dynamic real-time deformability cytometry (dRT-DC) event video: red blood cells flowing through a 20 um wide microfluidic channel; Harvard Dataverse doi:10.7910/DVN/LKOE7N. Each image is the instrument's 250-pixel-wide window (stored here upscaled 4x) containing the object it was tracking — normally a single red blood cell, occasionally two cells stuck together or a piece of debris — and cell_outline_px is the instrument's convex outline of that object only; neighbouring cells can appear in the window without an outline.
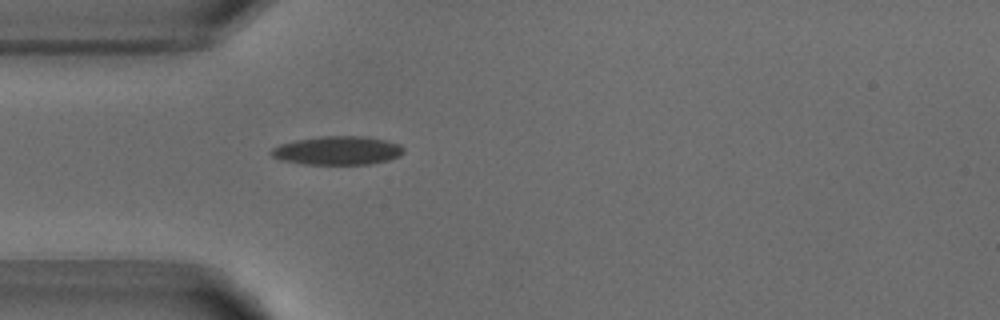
{"species": "common noctule bat (a hibernating species)", "species_latin": "Nyctalus noctula", "temperature_condition": "warm", "stored_images_in_passage": 38, "camera_frame_rate_fps": 3000, "um_per_image_px": 0.085, "animal": {"sex": "male", "body_mass_g": 18.8}, "frame": {"image": 1, "passage_image": 1, "time_ms": 0.0, "image_size_px": [1000, 320], "cell_outline_px": [[404, 152], [400, 156], [388, 160], [368, 164], [304, 164], [280, 160], [272, 156], [268, 152], [272, 148], [280, 144], [296, 140], [324, 136], [368, 136], [400, 144], [404, 148]], "centroid_in_image_um": [28.69, 12.79], "position_along_channel_um": 56.3, "area_um2": 22.14}}
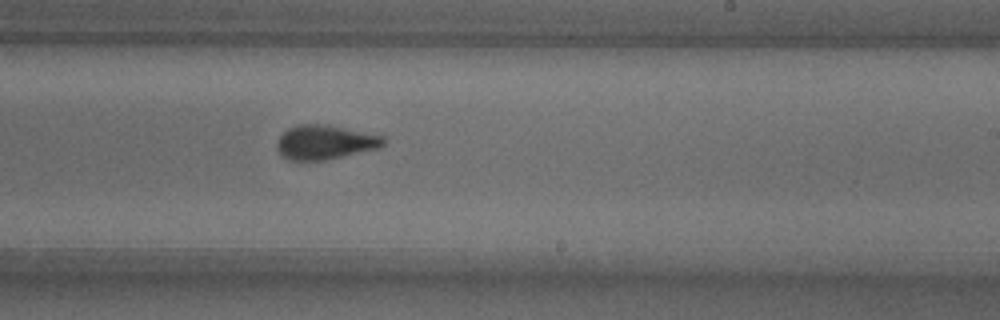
{"frame": {"image": 2, "passage_image": 17, "time_ms": 5.333, "image_size_px": [1000, 320], "cell_outline_px": [[388, 140], [380, 148], [324, 160], [288, 160], [276, 148], [276, 140], [288, 128], [296, 124], [328, 124], [384, 136]], "centroid_in_image_um": [27.64, 12.07], "position_along_channel_um": 261.4, "area_um2": 21.44}}
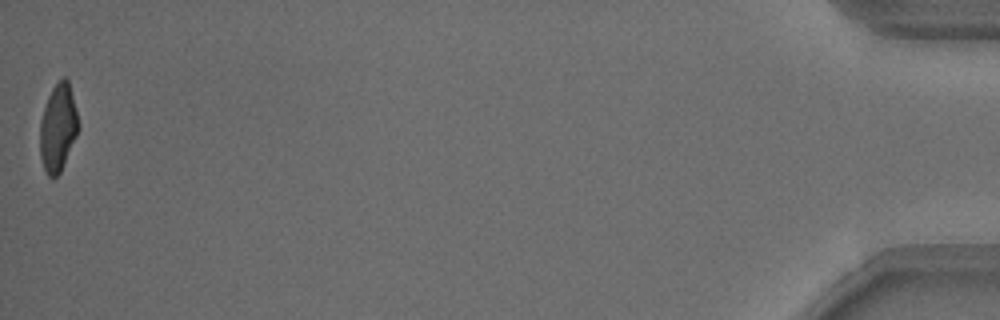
{"frame": {"image": 3, "passage_image": 38, "time_ms": 12.333, "image_size_px": [1000, 320], "cell_outline_px": [[80, 128], [60, 172], [56, 176], [48, 176], [44, 168], [40, 156], [40, 120], [48, 96], [52, 88], [64, 76], [68, 80], [80, 124]], "centroid_in_image_um": [4.94, 10.85], "position_along_channel_um": 430.3, "area_um2": 19.42}, "authors_computed_cell_mechanics": {"area_um2": 20.9525, "velocity_mm_per_s": 3.8706, "shape_relaxation_time_tau1_ms": 3.1006, "shape_relaxation_time_tau2_ms": 1.3125, "deformation_change_tau1": 0.1529, "deformation_change_tau2": 0.0805}}